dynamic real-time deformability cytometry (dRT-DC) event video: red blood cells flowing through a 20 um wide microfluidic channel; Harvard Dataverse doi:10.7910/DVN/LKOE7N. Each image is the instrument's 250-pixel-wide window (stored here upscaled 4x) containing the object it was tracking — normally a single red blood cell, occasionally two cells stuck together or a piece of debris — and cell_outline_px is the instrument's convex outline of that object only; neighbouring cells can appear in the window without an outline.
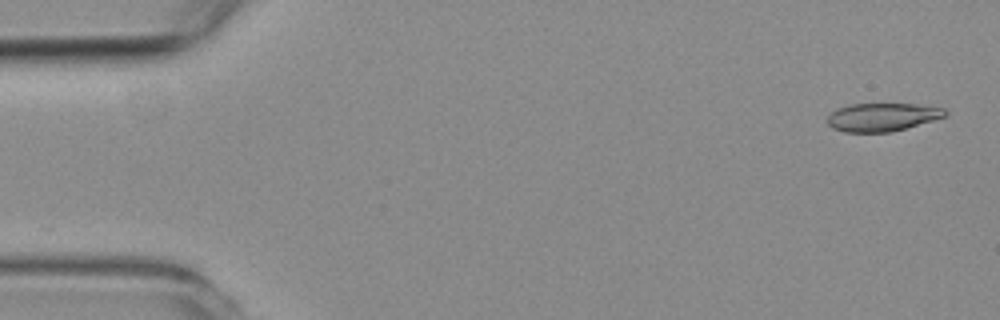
{"species": "common noctule bat (a hibernating species)", "species_latin": "Nyctalus noctula", "temperature_condition": "room temperature", "stored_images_in_passage": 57, "camera_frame_rate_fps": 3000, "um_per_image_px": 0.085, "animal": {"sex": "female", "body_mass_g": 19.3, "forearm_length_mm": 54.1}, "frame": {"image": 1, "passage_image": 2, "time_ms": 0.333, "image_size_px": [1000, 320], "cell_outline_px": [[948, 116], [892, 132], [844, 132], [832, 128], [828, 124], [828, 116], [836, 108], [852, 104], [916, 104], [944, 108], [948, 112]], "centroid_in_image_um": [75.01, 9.95], "position_along_channel_um": 10.0, "area_um2": 19.42}}
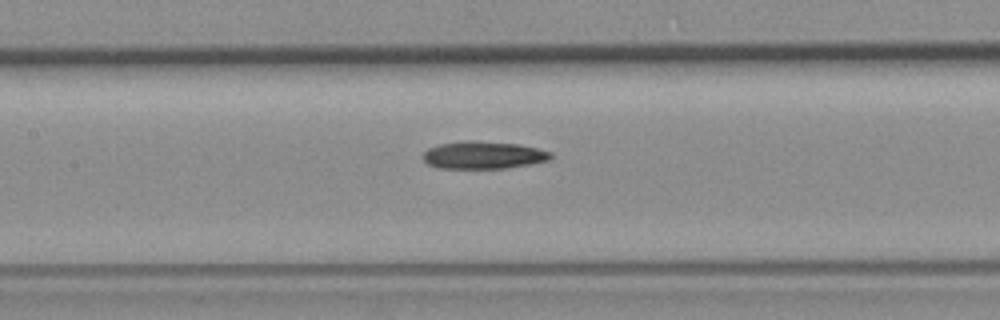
{"frame": {"image": 2, "passage_image": 26, "time_ms": 8.333, "image_size_px": [1000, 320], "cell_outline_px": [[552, 156], [548, 160], [508, 168], [440, 168], [428, 164], [424, 160], [424, 152], [428, 148], [440, 144], [464, 140], [472, 140], [520, 144], [552, 152]], "centroid_in_image_um": [41.08, 13.17], "position_along_channel_um": 166.3, "area_um2": 20.4}}
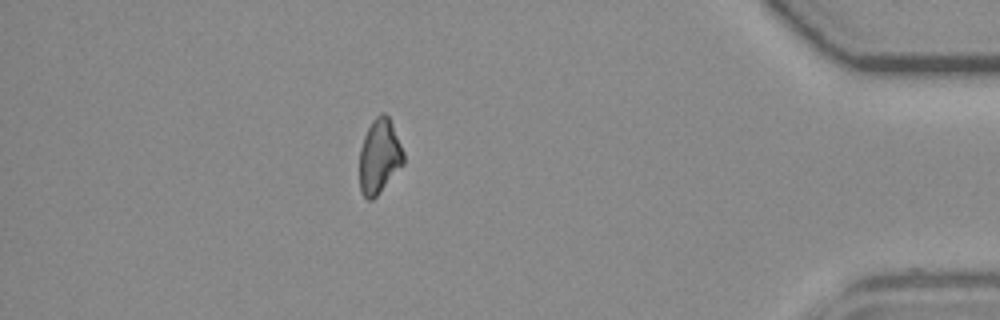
{"frame": {"image": 3, "passage_image": 50, "time_ms": 16.333, "image_size_px": [1000, 320], "cell_outline_px": [[404, 164], [376, 196], [372, 200], [368, 200], [360, 192], [360, 148], [364, 136], [372, 120], [380, 112], [384, 112], [388, 116], [392, 124], [404, 152]], "centroid_in_image_um": [32.24, 13.28], "position_along_channel_um": 403.0, "area_um2": 19.07}}